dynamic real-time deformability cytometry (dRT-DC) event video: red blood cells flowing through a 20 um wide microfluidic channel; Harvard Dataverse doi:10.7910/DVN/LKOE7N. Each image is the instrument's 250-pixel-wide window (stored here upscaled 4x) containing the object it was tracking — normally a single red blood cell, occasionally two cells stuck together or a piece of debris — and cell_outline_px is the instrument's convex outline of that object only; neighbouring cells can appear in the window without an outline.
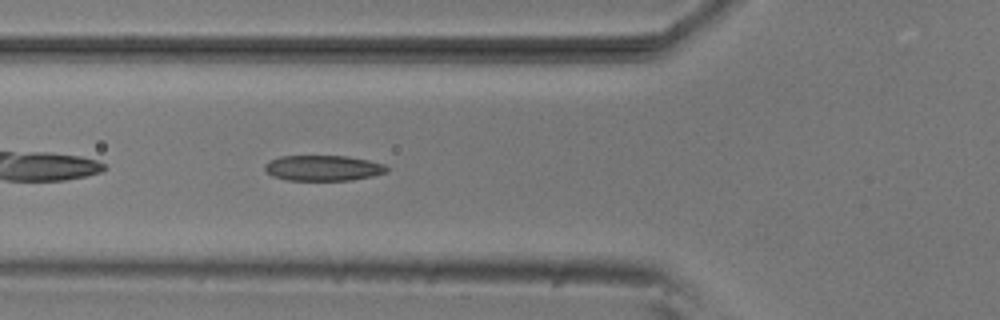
{"species": "common noctule bat (a hibernating species)", "species_latin": "Nyctalus noctula", "temperature_condition": "room temperature", "stored_images_in_passage": 25, "camera_frame_rate_fps": 3000, "um_per_image_px": 0.085, "animal": {"sex": "male", "body_mass_g": 20.5, "forearm_length_mm": 52.5}, "frame": {"image": 1, "passage_image": 5, "time_ms": 1.333, "image_size_px": [1000, 320], "cell_outline_px": [[388, 172], [376, 176], [352, 180], [288, 180], [272, 176], [264, 168], [264, 164], [268, 160], [280, 156], [348, 156], [368, 160], [384, 164], [388, 168]], "centroid_in_image_um": [27.48, 14.28], "position_along_channel_um": 98.3, "area_um2": 18.32}}
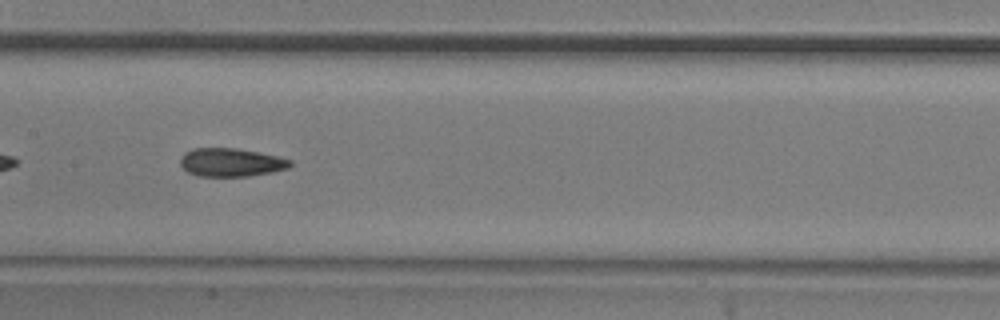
{"frame": {"image": 2, "passage_image": 12, "time_ms": 3.667, "image_size_px": [1000, 320], "cell_outline_px": [[292, 164], [288, 168], [272, 172], [248, 176], [196, 176], [188, 172], [180, 164], [180, 156], [184, 152], [192, 148], [236, 148], [276, 156], [292, 160]], "centroid_in_image_um": [19.6, 13.8], "position_along_channel_um": 187.8, "area_um2": 18.15}}
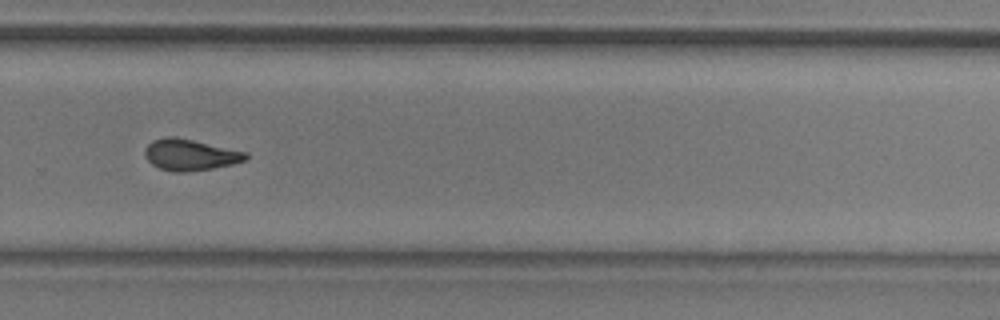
{"frame": {"image": 3, "passage_image": 22, "time_ms": 7.0, "image_size_px": [1000, 320], "cell_outline_px": [[248, 156], [244, 160], [232, 164], [212, 168], [188, 172], [176, 172], [160, 168], [152, 164], [144, 156], [144, 148], [152, 140], [164, 136], [176, 136], [248, 152]], "centroid_in_image_um": [16.13, 13.14], "position_along_channel_um": 313.7, "area_um2": 18.5}}